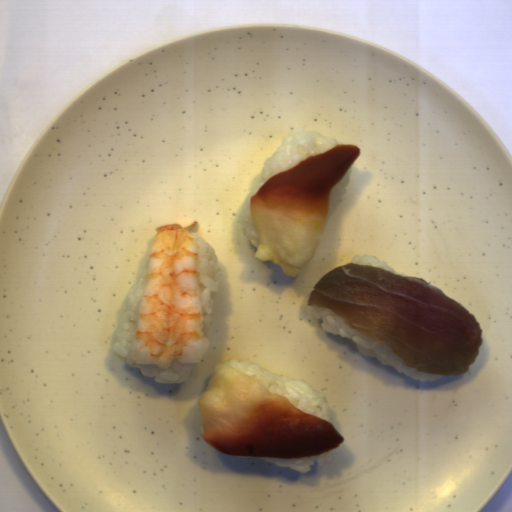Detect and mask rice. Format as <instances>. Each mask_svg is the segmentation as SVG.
I'll list each match as a JSON object with an SVG mask.
<instances>
[{
	"mask_svg": "<svg viewBox=\"0 0 512 512\" xmlns=\"http://www.w3.org/2000/svg\"><path fill=\"white\" fill-rule=\"evenodd\" d=\"M149 264L140 272L139 281L125 296L126 310L119 317L120 326L116 330V341L111 350V366L120 372L123 366L137 367L147 378H154L156 384H181L188 379L194 371L196 363H181L176 356L171 359L166 369L157 364H137L132 359V341L138 329L140 306L146 286L147 270Z\"/></svg>",
	"mask_w": 512,
	"mask_h": 512,
	"instance_id": "1",
	"label": "rice"
},
{
	"mask_svg": "<svg viewBox=\"0 0 512 512\" xmlns=\"http://www.w3.org/2000/svg\"><path fill=\"white\" fill-rule=\"evenodd\" d=\"M338 144H344L334 137L319 132L308 131L307 128L293 130L277 146L271 157H267L261 170V181L250 191L246 202L240 207L236 220L242 224L243 234L250 238V243L258 250L259 235L250 215V198L272 176L287 171L312 155L324 153Z\"/></svg>",
	"mask_w": 512,
	"mask_h": 512,
	"instance_id": "2",
	"label": "rice"
},
{
	"mask_svg": "<svg viewBox=\"0 0 512 512\" xmlns=\"http://www.w3.org/2000/svg\"><path fill=\"white\" fill-rule=\"evenodd\" d=\"M224 364L249 376H255L262 386H267L270 393L281 394L301 411L321 417L331 423L333 414L329 408L328 399L308 382L299 378H286L271 373L251 361L227 359Z\"/></svg>",
	"mask_w": 512,
	"mask_h": 512,
	"instance_id": "3",
	"label": "rice"
},
{
	"mask_svg": "<svg viewBox=\"0 0 512 512\" xmlns=\"http://www.w3.org/2000/svg\"><path fill=\"white\" fill-rule=\"evenodd\" d=\"M312 310L315 317L322 319L320 324L322 330L352 339V342H354L355 347L361 355L368 358H377L383 365L393 366L397 372L405 373L406 376L413 378V380L435 382L436 380L442 379L443 375L425 373L415 368L405 366L403 359L393 352L392 349L384 344H379L375 338L361 334L358 329L349 330L348 326L345 325V320L329 308L312 307Z\"/></svg>",
	"mask_w": 512,
	"mask_h": 512,
	"instance_id": "4",
	"label": "rice"
},
{
	"mask_svg": "<svg viewBox=\"0 0 512 512\" xmlns=\"http://www.w3.org/2000/svg\"><path fill=\"white\" fill-rule=\"evenodd\" d=\"M199 245V285L200 302L203 317V332L208 334L209 323L211 319L214 301L211 298L212 293H217L220 285L222 268L221 263L215 255L213 248L199 234L191 233Z\"/></svg>",
	"mask_w": 512,
	"mask_h": 512,
	"instance_id": "5",
	"label": "rice"
},
{
	"mask_svg": "<svg viewBox=\"0 0 512 512\" xmlns=\"http://www.w3.org/2000/svg\"><path fill=\"white\" fill-rule=\"evenodd\" d=\"M259 459L265 460L271 464H275L277 466L281 467H289L292 470L299 471L300 473H308L311 472V467L315 465L314 460H316L320 466H323L325 464V460L327 462H331L333 459L331 451L324 453L320 456H313V457H307V458H300V459H277V458H264L259 457Z\"/></svg>",
	"mask_w": 512,
	"mask_h": 512,
	"instance_id": "6",
	"label": "rice"
},
{
	"mask_svg": "<svg viewBox=\"0 0 512 512\" xmlns=\"http://www.w3.org/2000/svg\"><path fill=\"white\" fill-rule=\"evenodd\" d=\"M353 172V166L351 165L348 169L347 173L343 178H341L338 183L332 188L330 192V198H329V208H328V216L327 218H330L334 215L337 208L340 204L343 202V197L348 191L346 187H348L351 179L350 176Z\"/></svg>",
	"mask_w": 512,
	"mask_h": 512,
	"instance_id": "7",
	"label": "rice"
},
{
	"mask_svg": "<svg viewBox=\"0 0 512 512\" xmlns=\"http://www.w3.org/2000/svg\"><path fill=\"white\" fill-rule=\"evenodd\" d=\"M350 263H357V264H360L362 266H374V267H379V268H383L385 270H388L390 272H393L395 274H399V275H405L406 277V273H399V272H396V270L392 267L389 266V264L387 263V261H379V258H377L376 256L374 255H369V254H364L362 257L359 255V254H355L353 259H351V262Z\"/></svg>",
	"mask_w": 512,
	"mask_h": 512,
	"instance_id": "8",
	"label": "rice"
}]
</instances>
